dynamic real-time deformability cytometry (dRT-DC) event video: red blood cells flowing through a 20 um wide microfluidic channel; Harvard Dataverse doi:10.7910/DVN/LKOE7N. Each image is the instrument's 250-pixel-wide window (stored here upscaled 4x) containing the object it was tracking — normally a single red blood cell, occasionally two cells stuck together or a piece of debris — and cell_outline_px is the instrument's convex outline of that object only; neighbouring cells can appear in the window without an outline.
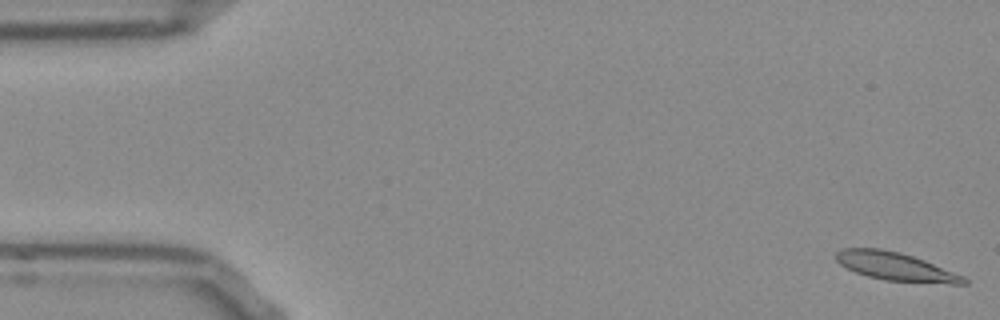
{"species": "Egyptian fruit bat (a non-hibernating species)", "species_latin": "Rousettus aegyptiacus", "temperature_condition": "room temperature", "stored_images_in_passage": 52, "camera_frame_rate_fps": 3000, "um_per_image_px": 0.085, "frame": {"image": 1, "passage_image": 1, "time_ms": 0.0, "image_size_px": [1000, 320], "cell_outline_px": [[968, 284], [952, 284], [884, 280], [868, 276], [856, 272], [840, 264], [836, 260], [836, 252], [840, 248], [880, 248], [900, 252], [924, 260], [964, 276], [968, 280]], "centroid_in_image_um": [76.13, 22.65], "position_along_channel_um": 8.9, "area_um2": 20.92}}
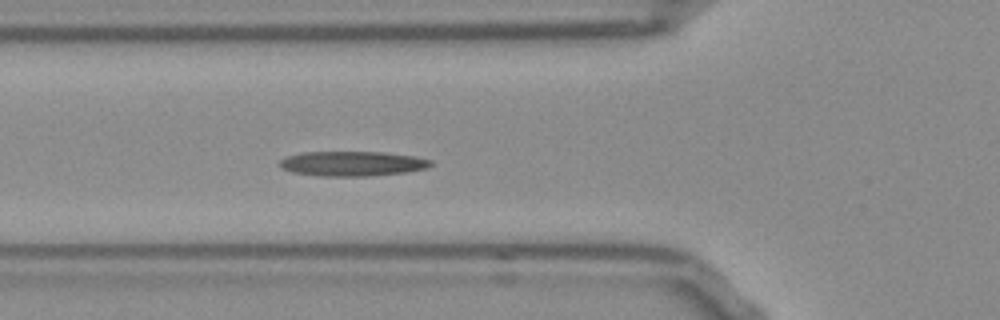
{"frame": {"image": 2, "passage_image": 18, "time_ms": 5.667, "image_size_px": [1000, 320], "cell_outline_px": [[432, 164], [428, 168], [408, 172], [368, 176], [320, 176], [292, 172], [284, 168], [280, 164], [280, 160], [284, 156], [300, 152], [380, 152], [416, 156], [432, 160]], "centroid_in_image_um": [29.97, 13.9], "position_along_channel_um": 95.8, "area_um2": 21.96}}
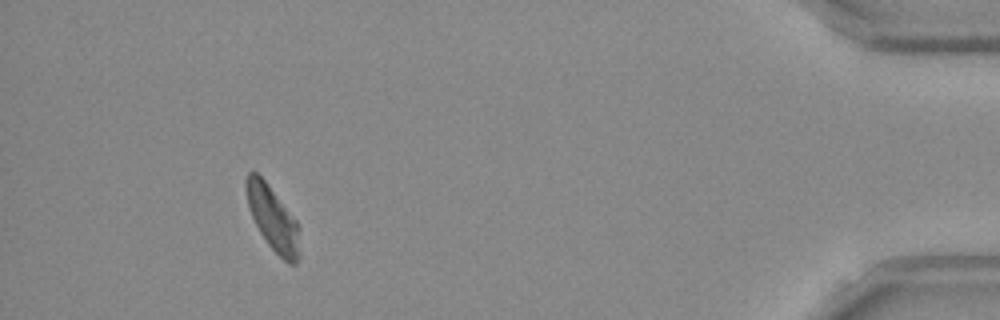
{"frame": {"image": 3, "passage_image": 48, "time_ms": 15.667, "image_size_px": [1000, 320], "cell_outline_px": [[300, 256], [296, 264], [288, 264], [268, 244], [260, 232], [248, 208], [244, 188], [244, 180], [248, 172], [256, 172], [264, 180], [296, 220], [300, 228]], "centroid_in_image_um": [23.19, 18.58], "position_along_channel_um": 412.0, "area_um2": 20.11}, "authors_computed_cell_mechanics": {"area_um2": 20.8947, "velocity_mm_per_s": 3.8213, "shape_relaxation_time_tau1_ms": null, "shape_relaxation_time_tau2_ms": 6.9435, "deformation_change_tau1": null, "deformation_change_tau2": 0.1439}}